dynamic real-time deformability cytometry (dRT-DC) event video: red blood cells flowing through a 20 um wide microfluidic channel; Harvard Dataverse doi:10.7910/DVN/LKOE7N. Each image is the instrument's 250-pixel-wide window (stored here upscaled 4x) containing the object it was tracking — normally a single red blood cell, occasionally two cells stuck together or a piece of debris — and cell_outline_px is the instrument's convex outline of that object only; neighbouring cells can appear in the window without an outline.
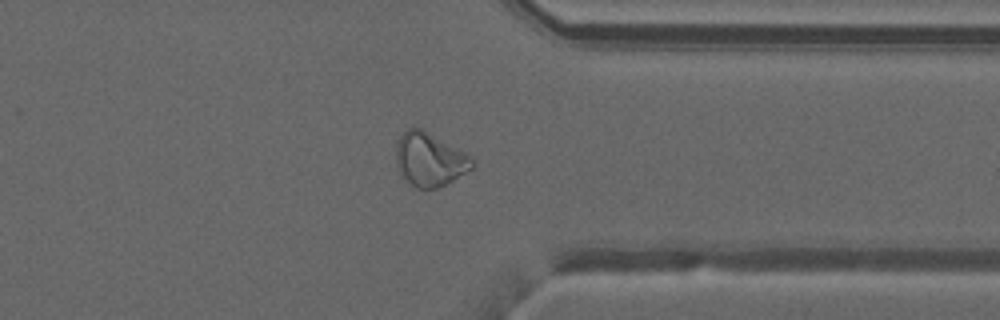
{"species": "common noctule bat (a hibernating species)", "species_latin": "Nyctalus noctula", "temperature_condition": "warm", "stored_images_in_passage": 46, "camera_frame_rate_fps": 3000, "um_per_image_px": 0.085, "animal": {"sex": "male", "forearm_length_mm": 52.5}, "frame": {"image": 1, "passage_image": 35, "time_ms": 11.333, "image_size_px": [1000, 320], "cell_outline_px": [[476, 164], [472, 168], [452, 180], [436, 188], [416, 188], [400, 172], [396, 164], [396, 140], [408, 128], [420, 128], [472, 156]], "centroid_in_image_um": [36.52, 13.54], "position_along_channel_um": 374.9, "area_um2": 23.35}}
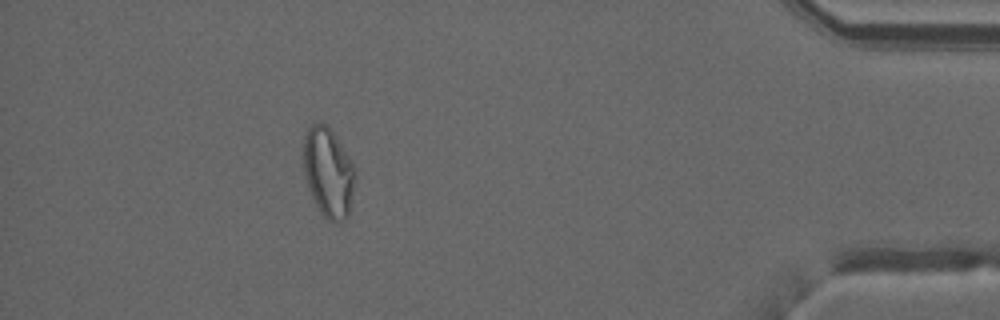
{"frame": {"image": 2, "passage_image": 41, "time_ms": 13.333, "image_size_px": [1000, 320], "cell_outline_px": [[356, 172], [348, 216], [340, 220], [328, 220], [320, 212], [312, 196], [304, 172], [304, 136], [308, 128], [312, 124], [328, 124], [336, 136], [356, 168]], "centroid_in_image_um": [27.92, 14.61], "position_along_channel_um": 407.3, "area_um2": 26.53}, "authors_computed_cell_mechanics": {"area_um2": 26.299, "velocity_mm_per_s": 4.0686, "shape_relaxation_time_tau1_ms": null, "shape_relaxation_time_tau2_ms": 1.4465, "deformation_change_tau1": null, "deformation_change_tau2": 0.0908}}